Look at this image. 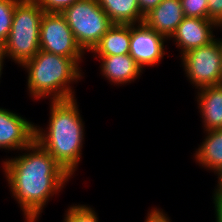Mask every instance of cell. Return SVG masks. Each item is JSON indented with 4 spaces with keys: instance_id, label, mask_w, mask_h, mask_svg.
<instances>
[{
    "instance_id": "12",
    "label": "cell",
    "mask_w": 222,
    "mask_h": 222,
    "mask_svg": "<svg viewBox=\"0 0 222 222\" xmlns=\"http://www.w3.org/2000/svg\"><path fill=\"white\" fill-rule=\"evenodd\" d=\"M98 57L101 60L102 75L114 85L131 83L141 75L143 70L130 54Z\"/></svg>"
},
{
    "instance_id": "1",
    "label": "cell",
    "mask_w": 222,
    "mask_h": 222,
    "mask_svg": "<svg viewBox=\"0 0 222 222\" xmlns=\"http://www.w3.org/2000/svg\"><path fill=\"white\" fill-rule=\"evenodd\" d=\"M23 150L27 153L6 159L3 170L26 222H36L49 198L72 176L38 142L34 141Z\"/></svg>"
},
{
    "instance_id": "7",
    "label": "cell",
    "mask_w": 222,
    "mask_h": 222,
    "mask_svg": "<svg viewBox=\"0 0 222 222\" xmlns=\"http://www.w3.org/2000/svg\"><path fill=\"white\" fill-rule=\"evenodd\" d=\"M40 50L72 58L78 64L85 54L61 13H44L40 25Z\"/></svg>"
},
{
    "instance_id": "18",
    "label": "cell",
    "mask_w": 222,
    "mask_h": 222,
    "mask_svg": "<svg viewBox=\"0 0 222 222\" xmlns=\"http://www.w3.org/2000/svg\"><path fill=\"white\" fill-rule=\"evenodd\" d=\"M63 222H99L96 212L87 205L70 206Z\"/></svg>"
},
{
    "instance_id": "17",
    "label": "cell",
    "mask_w": 222,
    "mask_h": 222,
    "mask_svg": "<svg viewBox=\"0 0 222 222\" xmlns=\"http://www.w3.org/2000/svg\"><path fill=\"white\" fill-rule=\"evenodd\" d=\"M21 0H0V48L6 42L12 26L15 6Z\"/></svg>"
},
{
    "instance_id": "2",
    "label": "cell",
    "mask_w": 222,
    "mask_h": 222,
    "mask_svg": "<svg viewBox=\"0 0 222 222\" xmlns=\"http://www.w3.org/2000/svg\"><path fill=\"white\" fill-rule=\"evenodd\" d=\"M76 99L51 101L46 129L37 128L35 141L72 176L80 163L84 141V124Z\"/></svg>"
},
{
    "instance_id": "11",
    "label": "cell",
    "mask_w": 222,
    "mask_h": 222,
    "mask_svg": "<svg viewBox=\"0 0 222 222\" xmlns=\"http://www.w3.org/2000/svg\"><path fill=\"white\" fill-rule=\"evenodd\" d=\"M180 0H162L158 6L144 16V23L167 39L184 19Z\"/></svg>"
},
{
    "instance_id": "4",
    "label": "cell",
    "mask_w": 222,
    "mask_h": 222,
    "mask_svg": "<svg viewBox=\"0 0 222 222\" xmlns=\"http://www.w3.org/2000/svg\"><path fill=\"white\" fill-rule=\"evenodd\" d=\"M44 11L34 0H21L14 9L12 26L1 51L22 66L40 50V25Z\"/></svg>"
},
{
    "instance_id": "19",
    "label": "cell",
    "mask_w": 222,
    "mask_h": 222,
    "mask_svg": "<svg viewBox=\"0 0 222 222\" xmlns=\"http://www.w3.org/2000/svg\"><path fill=\"white\" fill-rule=\"evenodd\" d=\"M185 17L208 19V0H180Z\"/></svg>"
},
{
    "instance_id": "15",
    "label": "cell",
    "mask_w": 222,
    "mask_h": 222,
    "mask_svg": "<svg viewBox=\"0 0 222 222\" xmlns=\"http://www.w3.org/2000/svg\"><path fill=\"white\" fill-rule=\"evenodd\" d=\"M113 24L132 25L144 21L138 0H97Z\"/></svg>"
},
{
    "instance_id": "24",
    "label": "cell",
    "mask_w": 222,
    "mask_h": 222,
    "mask_svg": "<svg viewBox=\"0 0 222 222\" xmlns=\"http://www.w3.org/2000/svg\"><path fill=\"white\" fill-rule=\"evenodd\" d=\"M212 197L215 204L216 222H222V193H214Z\"/></svg>"
},
{
    "instance_id": "14",
    "label": "cell",
    "mask_w": 222,
    "mask_h": 222,
    "mask_svg": "<svg viewBox=\"0 0 222 222\" xmlns=\"http://www.w3.org/2000/svg\"><path fill=\"white\" fill-rule=\"evenodd\" d=\"M130 25L113 24L91 51L96 56L129 54ZM97 54V55H96Z\"/></svg>"
},
{
    "instance_id": "21",
    "label": "cell",
    "mask_w": 222,
    "mask_h": 222,
    "mask_svg": "<svg viewBox=\"0 0 222 222\" xmlns=\"http://www.w3.org/2000/svg\"><path fill=\"white\" fill-rule=\"evenodd\" d=\"M208 19L222 28V0H208Z\"/></svg>"
},
{
    "instance_id": "13",
    "label": "cell",
    "mask_w": 222,
    "mask_h": 222,
    "mask_svg": "<svg viewBox=\"0 0 222 222\" xmlns=\"http://www.w3.org/2000/svg\"><path fill=\"white\" fill-rule=\"evenodd\" d=\"M197 93L204 131L222 129V85L203 87Z\"/></svg>"
},
{
    "instance_id": "20",
    "label": "cell",
    "mask_w": 222,
    "mask_h": 222,
    "mask_svg": "<svg viewBox=\"0 0 222 222\" xmlns=\"http://www.w3.org/2000/svg\"><path fill=\"white\" fill-rule=\"evenodd\" d=\"M45 13H62L80 0H34Z\"/></svg>"
},
{
    "instance_id": "22",
    "label": "cell",
    "mask_w": 222,
    "mask_h": 222,
    "mask_svg": "<svg viewBox=\"0 0 222 222\" xmlns=\"http://www.w3.org/2000/svg\"><path fill=\"white\" fill-rule=\"evenodd\" d=\"M153 209L148 212L145 222H171L169 217H167V214L161 211V209Z\"/></svg>"
},
{
    "instance_id": "6",
    "label": "cell",
    "mask_w": 222,
    "mask_h": 222,
    "mask_svg": "<svg viewBox=\"0 0 222 222\" xmlns=\"http://www.w3.org/2000/svg\"><path fill=\"white\" fill-rule=\"evenodd\" d=\"M185 74L200 89L221 85V40L215 39L205 46L191 49L181 55Z\"/></svg>"
},
{
    "instance_id": "27",
    "label": "cell",
    "mask_w": 222,
    "mask_h": 222,
    "mask_svg": "<svg viewBox=\"0 0 222 222\" xmlns=\"http://www.w3.org/2000/svg\"><path fill=\"white\" fill-rule=\"evenodd\" d=\"M221 56H222V39H221ZM221 85H222V70H221Z\"/></svg>"
},
{
    "instance_id": "8",
    "label": "cell",
    "mask_w": 222,
    "mask_h": 222,
    "mask_svg": "<svg viewBox=\"0 0 222 222\" xmlns=\"http://www.w3.org/2000/svg\"><path fill=\"white\" fill-rule=\"evenodd\" d=\"M165 36L155 32L144 22L130 25L129 54L143 69L145 66L159 64L165 55Z\"/></svg>"
},
{
    "instance_id": "5",
    "label": "cell",
    "mask_w": 222,
    "mask_h": 222,
    "mask_svg": "<svg viewBox=\"0 0 222 222\" xmlns=\"http://www.w3.org/2000/svg\"><path fill=\"white\" fill-rule=\"evenodd\" d=\"M81 49L92 51L113 22L97 0H80L62 13Z\"/></svg>"
},
{
    "instance_id": "10",
    "label": "cell",
    "mask_w": 222,
    "mask_h": 222,
    "mask_svg": "<svg viewBox=\"0 0 222 222\" xmlns=\"http://www.w3.org/2000/svg\"><path fill=\"white\" fill-rule=\"evenodd\" d=\"M216 27L218 29L219 26L210 19L184 17L169 40L173 38L183 55L191 49L208 45L215 40L213 30Z\"/></svg>"
},
{
    "instance_id": "23",
    "label": "cell",
    "mask_w": 222,
    "mask_h": 222,
    "mask_svg": "<svg viewBox=\"0 0 222 222\" xmlns=\"http://www.w3.org/2000/svg\"><path fill=\"white\" fill-rule=\"evenodd\" d=\"M162 0H138L139 8L143 16L160 4Z\"/></svg>"
},
{
    "instance_id": "3",
    "label": "cell",
    "mask_w": 222,
    "mask_h": 222,
    "mask_svg": "<svg viewBox=\"0 0 222 222\" xmlns=\"http://www.w3.org/2000/svg\"><path fill=\"white\" fill-rule=\"evenodd\" d=\"M22 67L28 72L27 87L35 99L51 96V101H64L75 98L69 84L81 79L82 70L74 59L39 50Z\"/></svg>"
},
{
    "instance_id": "26",
    "label": "cell",
    "mask_w": 222,
    "mask_h": 222,
    "mask_svg": "<svg viewBox=\"0 0 222 222\" xmlns=\"http://www.w3.org/2000/svg\"><path fill=\"white\" fill-rule=\"evenodd\" d=\"M4 59H5V57H4V55H3V53H2V51H1V48H0V77H1V75H2V69H3V61H4Z\"/></svg>"
},
{
    "instance_id": "25",
    "label": "cell",
    "mask_w": 222,
    "mask_h": 222,
    "mask_svg": "<svg viewBox=\"0 0 222 222\" xmlns=\"http://www.w3.org/2000/svg\"><path fill=\"white\" fill-rule=\"evenodd\" d=\"M216 174L218 176V184L214 193H222V168Z\"/></svg>"
},
{
    "instance_id": "16",
    "label": "cell",
    "mask_w": 222,
    "mask_h": 222,
    "mask_svg": "<svg viewBox=\"0 0 222 222\" xmlns=\"http://www.w3.org/2000/svg\"><path fill=\"white\" fill-rule=\"evenodd\" d=\"M206 133L207 136L196 150L195 159L199 165L215 174L222 168V129Z\"/></svg>"
},
{
    "instance_id": "9",
    "label": "cell",
    "mask_w": 222,
    "mask_h": 222,
    "mask_svg": "<svg viewBox=\"0 0 222 222\" xmlns=\"http://www.w3.org/2000/svg\"><path fill=\"white\" fill-rule=\"evenodd\" d=\"M35 132L34 123L0 108V149L23 150L35 141Z\"/></svg>"
}]
</instances>
